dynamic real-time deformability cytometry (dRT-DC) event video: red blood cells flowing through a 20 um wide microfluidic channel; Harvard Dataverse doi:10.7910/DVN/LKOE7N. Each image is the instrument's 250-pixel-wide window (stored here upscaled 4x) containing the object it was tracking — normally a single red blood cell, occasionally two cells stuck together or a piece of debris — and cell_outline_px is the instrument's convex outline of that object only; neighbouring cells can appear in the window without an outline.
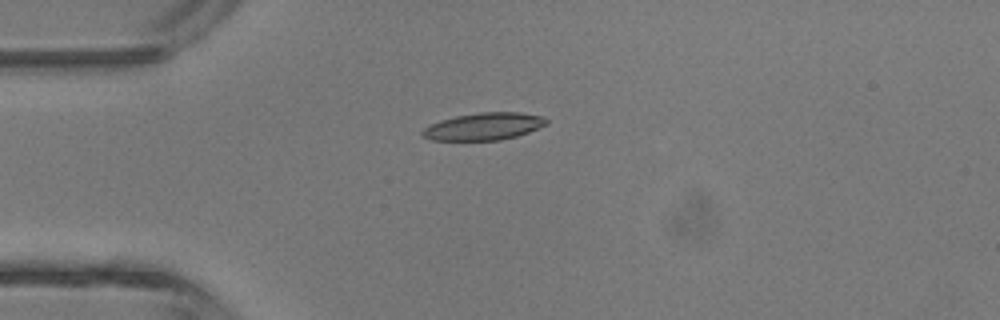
{"species": "common noctule bat (a hibernating species)", "species_latin": "Nyctalus noctula", "temperature_condition": "room temperature", "stored_images_in_passage": 3, "camera_frame_rate_fps": 3000, "um_per_image_px": 0.085, "animal": {"sex": "male", "body_mass_g": 13.3}, "frame": {"image": 1, "passage_image": 2, "time_ms": 1.333, "image_size_px": [1000, 320], "cell_outline_px": [[548, 124], [528, 132], [516, 136], [500, 140], [432, 140], [424, 136], [420, 132], [424, 128], [440, 120], [456, 116], [480, 112], [520, 112], [544, 116], [548, 120]], "centroid_in_image_um": [41.16, 10.74], "position_along_channel_um": 43.8, "area_um2": 19.65}}